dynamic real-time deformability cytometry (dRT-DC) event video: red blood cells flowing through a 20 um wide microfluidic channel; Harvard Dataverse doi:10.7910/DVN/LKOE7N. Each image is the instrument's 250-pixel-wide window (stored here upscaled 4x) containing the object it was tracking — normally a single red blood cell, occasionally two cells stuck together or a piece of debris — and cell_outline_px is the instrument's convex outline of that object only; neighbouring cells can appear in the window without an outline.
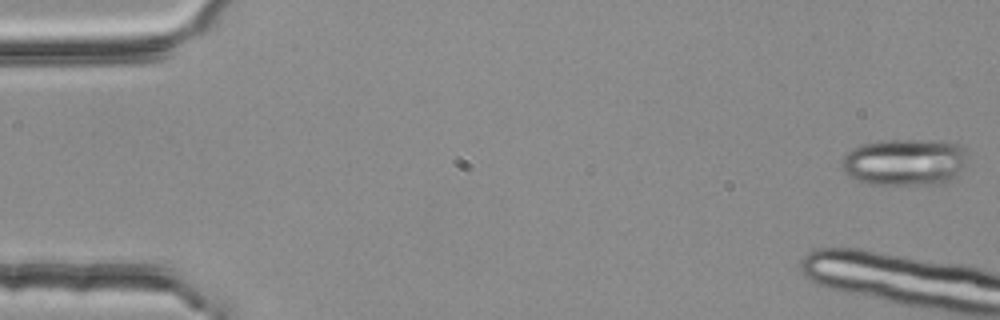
{"species": "common noctule bat (a hibernating species)", "species_latin": "Nyctalus noctula", "temperature_condition": "room temperature", "stored_images_in_passage": 5, "camera_frame_rate_fps": 3000, "um_per_image_px": 0.085, "animal": {"sex": "female", "body_mass_g": 25.1}, "frame": {"image": 1, "passage_image": 1, "time_ms": 0.0, "image_size_px": [1000, 320], "cell_outline_px": [[964, 164], [956, 176], [940, 184], [868, 184], [856, 180], [848, 176], [844, 172], [840, 164], [840, 160], [848, 152], [860, 144], [880, 140], [908, 140], [960, 144], [964, 152]], "centroid_in_image_um": [76.8, 13.79], "position_along_channel_um": 8.2, "area_um2": 33.99}}